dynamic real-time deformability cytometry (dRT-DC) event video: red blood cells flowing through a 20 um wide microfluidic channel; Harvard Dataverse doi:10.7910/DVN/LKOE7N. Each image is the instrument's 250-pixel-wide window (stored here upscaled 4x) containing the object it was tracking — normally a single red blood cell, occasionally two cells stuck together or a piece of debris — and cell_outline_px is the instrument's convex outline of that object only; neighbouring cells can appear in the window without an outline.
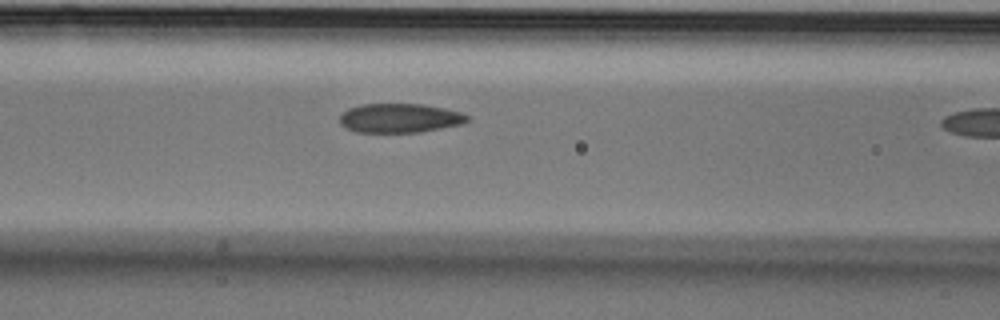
{"species": "Egyptian fruit bat (a non-hibernating species)", "species_latin": "Rousettus aegyptiacus", "temperature_condition": "cold", "stored_images_in_passage": 4, "camera_frame_rate_fps": 3000, "um_per_image_px": 0.085, "animal": {"sex": "male"}, "frame": {"image": 1, "passage_image": 3, "time_ms": 0.667, "image_size_px": [1000, 320], "cell_outline_px": [[468, 120], [460, 124], [420, 132], [356, 132], [340, 124], [340, 116], [348, 108], [360, 104], [420, 104], [444, 108], [460, 112], [468, 116]], "centroid_in_image_um": [33.94, 10.03], "position_along_channel_um": 132.7, "area_um2": 21.44}}